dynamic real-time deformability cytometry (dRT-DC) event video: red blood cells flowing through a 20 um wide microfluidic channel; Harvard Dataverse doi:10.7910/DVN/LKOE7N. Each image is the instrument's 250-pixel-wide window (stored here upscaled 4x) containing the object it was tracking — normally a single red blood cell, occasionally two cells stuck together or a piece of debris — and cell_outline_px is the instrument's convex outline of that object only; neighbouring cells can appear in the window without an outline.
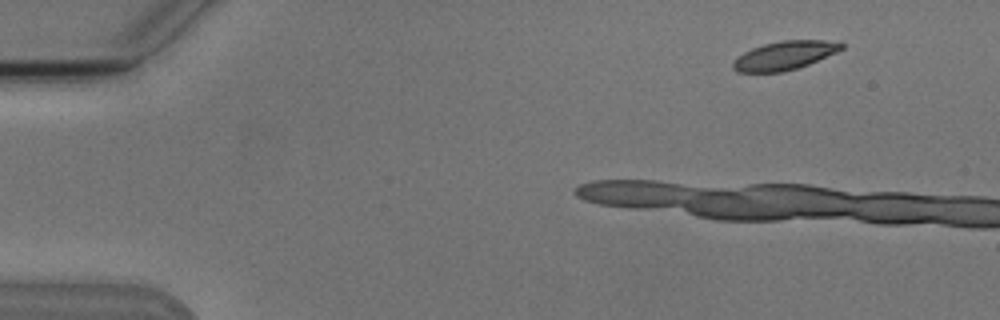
{"species": "Egyptian fruit bat (a non-hibernating species)", "species_latin": "Rousettus aegyptiacus", "temperature_condition": "cold", "stored_images_in_passage": 6, "camera_frame_rate_fps": 3000, "um_per_image_px": 0.085, "animal": {"sex": "male"}, "frame": {"image": 1, "passage_image": 2, "time_ms": 1.0, "image_size_px": [1000, 320], "cell_outline_px": [[844, 48], [836, 52], [808, 64], [796, 68], [780, 72], [736, 72], [732, 68], [732, 64], [744, 52], [752, 48], [764, 44], [784, 40], [840, 40], [844, 44]], "centroid_in_image_um": [66.73, 4.7], "position_along_channel_um": 18.3, "area_um2": 17.98}}